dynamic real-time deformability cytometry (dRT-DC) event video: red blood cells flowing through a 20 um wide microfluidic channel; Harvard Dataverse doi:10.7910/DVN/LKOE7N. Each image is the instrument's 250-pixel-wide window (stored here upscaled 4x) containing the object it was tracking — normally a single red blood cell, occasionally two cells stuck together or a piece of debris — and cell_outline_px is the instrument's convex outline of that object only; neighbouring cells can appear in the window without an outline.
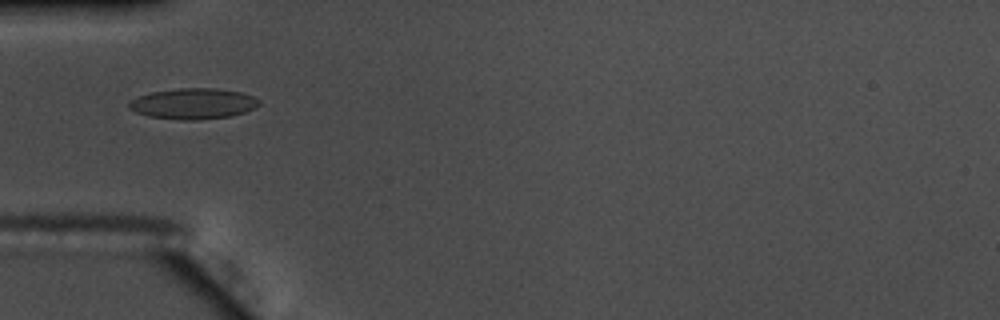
{"species": "common noctule bat (a hibernating species)", "species_latin": "Nyctalus noctula", "temperature_condition": "warm", "stored_images_in_passage": 21, "camera_frame_rate_fps": 3000, "um_per_image_px": 0.085, "animal": {"sex": "male", "body_mass_g": 17.5, "forearm_length_mm": 52.3}, "frame": {"image": 1, "passage_image": 1, "time_ms": 0.0, "image_size_px": [1000, 320], "cell_outline_px": [[260, 104], [256, 108], [232, 116], [200, 120], [184, 120], [148, 116], [136, 112], [128, 108], [128, 104], [136, 96], [152, 92], [180, 88], [216, 88], [240, 92], [252, 96], [260, 100]], "centroid_in_image_um": [16.44, 8.81], "position_along_channel_um": 68.6, "area_um2": 23.41}}